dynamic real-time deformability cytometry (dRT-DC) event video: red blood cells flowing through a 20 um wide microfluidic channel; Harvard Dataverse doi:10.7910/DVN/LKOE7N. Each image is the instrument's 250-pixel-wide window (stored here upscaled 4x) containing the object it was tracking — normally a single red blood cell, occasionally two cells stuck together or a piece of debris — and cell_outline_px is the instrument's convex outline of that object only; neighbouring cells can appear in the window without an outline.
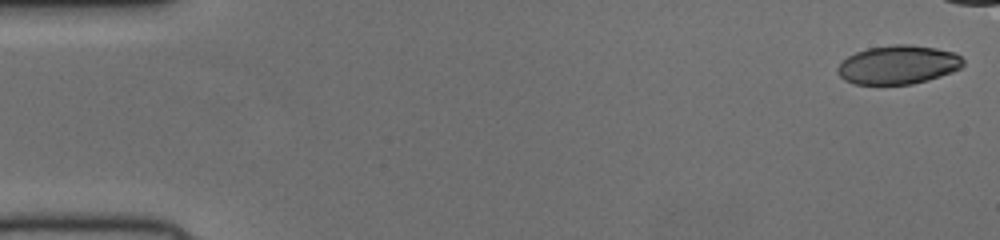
{"species": "human", "species_latin": "Homo sapiens", "temperature_condition": "cold", "stored_images_in_passage": 43, "camera_frame_rate_fps": 3000, "um_per_image_px": 0.085, "donor": {"sex": "female"}, "frame": {"image": 1, "passage_image": 1, "time_ms": 0.0, "image_size_px": [1000, 240], "cell_outline_px": [[964, 64], [960, 68], [952, 72], [928, 80], [912, 84], [852, 84], [844, 80], [836, 72], [836, 68], [848, 56], [856, 52], [868, 48], [896, 44], [908, 44], [936, 48], [952, 52], [960, 56], [964, 60]], "centroid_in_image_um": [76.33, 5.51], "position_along_channel_um": 8.7, "area_um2": 28.32}}
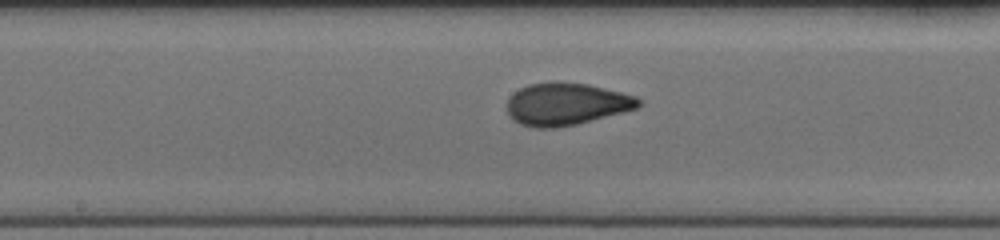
{"frame": {"image": 2, "passage_image": 27, "time_ms": 8.667, "image_size_px": [1000, 240], "cell_outline_px": [[640, 104], [636, 108], [624, 112], [576, 124], [556, 128], [536, 128], [520, 124], [512, 120], [508, 112], [508, 100], [520, 88], [528, 84], [552, 80], [556, 80], [588, 84], [636, 96], [640, 100]], "centroid_in_image_um": [48.11, 8.83], "position_along_channel_um": 200.1, "area_um2": 32.54}}
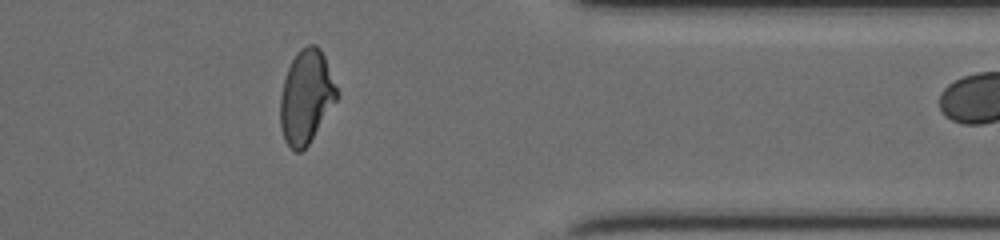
{"frame": {"image": 3, "passage_image": 42, "time_ms": 13.667, "image_size_px": [1000, 240], "cell_outline_px": [[336, 100], [308, 144], [300, 152], [296, 152], [284, 140], [280, 128], [280, 96], [284, 80], [288, 68], [296, 52], [300, 48], [308, 44], [316, 44], [320, 48], [324, 56], [336, 88]], "centroid_in_image_um": [25.98, 8.21], "position_along_channel_um": 385.4, "area_um2": 30.29}}